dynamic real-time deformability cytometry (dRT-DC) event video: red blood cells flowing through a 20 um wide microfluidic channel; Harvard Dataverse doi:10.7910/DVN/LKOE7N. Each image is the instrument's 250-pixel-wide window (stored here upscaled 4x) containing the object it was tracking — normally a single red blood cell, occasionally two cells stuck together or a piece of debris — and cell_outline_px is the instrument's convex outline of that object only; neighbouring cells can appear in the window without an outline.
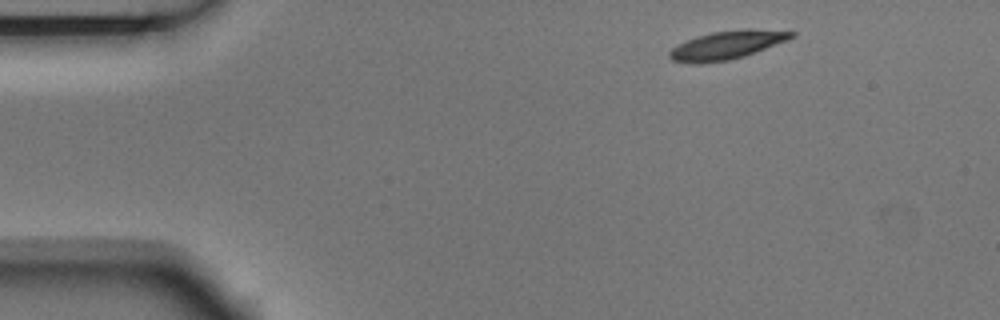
{"species": "Egyptian fruit bat (a non-hibernating species)", "species_latin": "Rousettus aegyptiacus", "temperature_condition": "room temperature", "stored_images_in_passage": 3, "camera_frame_rate_fps": 3000, "um_per_image_px": 0.085, "animal": {"sex": "male"}, "frame": {"image": 1, "passage_image": 1, "time_ms": 0.0, "image_size_px": [1000, 320], "cell_outline_px": [[796, 36], [788, 40], [744, 56], [728, 60], [672, 60], [668, 56], [668, 52], [672, 48], [696, 36], [712, 32], [744, 28], [748, 28], [796, 32]], "centroid_in_image_um": [61.91, 3.76], "position_along_channel_um": 23.1, "area_um2": 19.31}}
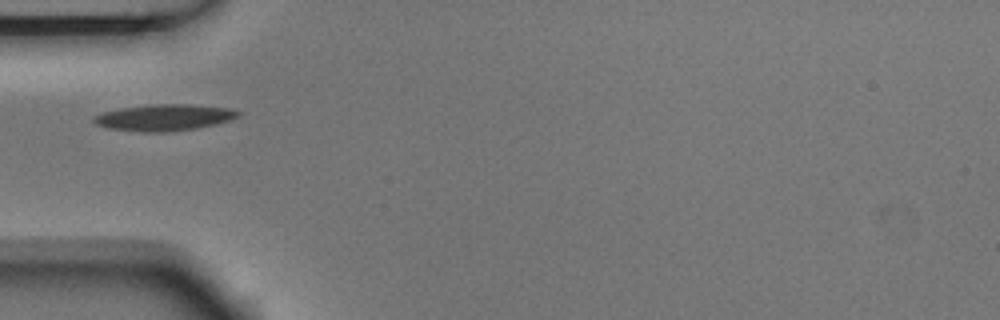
{"frame": {"image": 2, "passage_image": 3, "time_ms": 0.667, "image_size_px": [1000, 320], "cell_outline_px": [[240, 116], [216, 124], [196, 128], [168, 132], [144, 132], [108, 128], [96, 124], [92, 120], [92, 116], [104, 112], [120, 108], [148, 104], [188, 104], [228, 108], [240, 112]], "centroid_in_image_um": [13.92, 9.98], "position_along_channel_um": 71.1, "area_um2": 22.2}}